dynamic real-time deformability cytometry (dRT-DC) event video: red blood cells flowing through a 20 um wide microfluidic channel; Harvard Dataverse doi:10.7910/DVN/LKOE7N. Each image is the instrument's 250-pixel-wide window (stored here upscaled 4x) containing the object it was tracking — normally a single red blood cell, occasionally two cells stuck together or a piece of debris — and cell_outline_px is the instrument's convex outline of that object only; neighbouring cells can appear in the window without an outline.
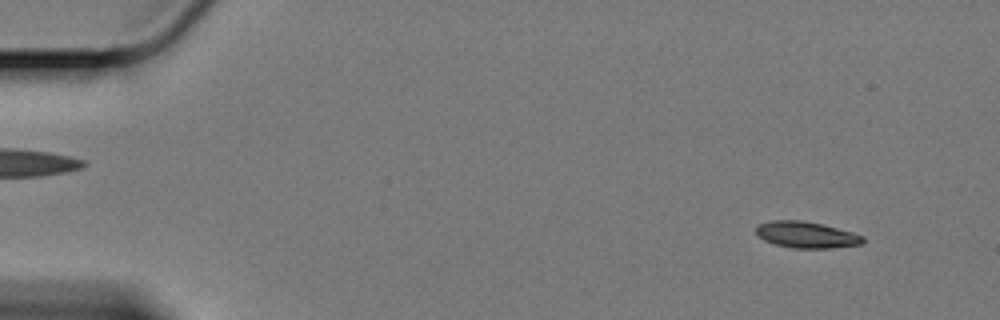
{"species": "Egyptian fruit bat (a non-hibernating species)", "species_latin": "Rousettus aegyptiacus", "temperature_condition": "cold", "stored_images_in_passage": 60, "camera_frame_rate_fps": 3000, "um_per_image_px": 0.085, "animal": {"sex": "female"}, "frame": {"image": 1, "passage_image": 5, "time_ms": 1.333, "image_size_px": [1000, 320], "cell_outline_px": [[864, 240], [860, 244], [832, 248], [792, 248], [776, 244], [764, 240], [756, 232], [756, 228], [760, 224], [768, 220], [804, 220], [824, 224], [852, 232], [864, 236]], "centroid_in_image_um": [68.55, 19.94], "position_along_channel_um": 16.5, "area_um2": 16.42}}
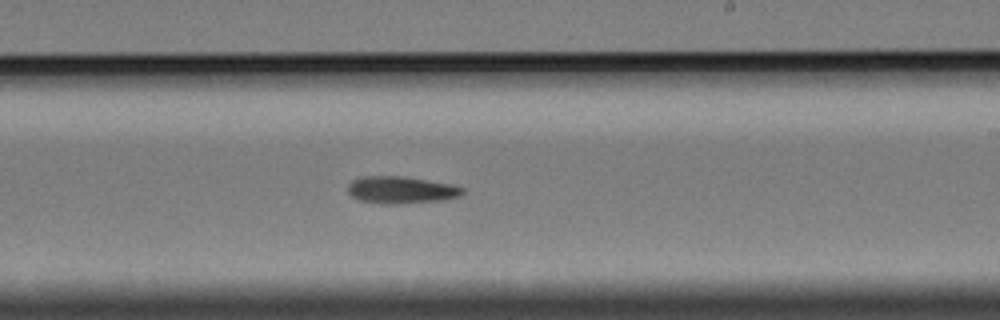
{"frame": {"image": 2, "passage_image": 36, "time_ms": 11.667, "image_size_px": [1000, 320], "cell_outline_px": [[464, 192], [460, 196], [440, 200], [400, 204], [380, 204], [360, 200], [352, 196], [348, 192], [348, 184], [352, 180], [364, 176], [404, 176], [448, 184], [464, 188]], "centroid_in_image_um": [34.05, 16.15], "position_along_channel_um": 254.9, "area_um2": 18.03}}
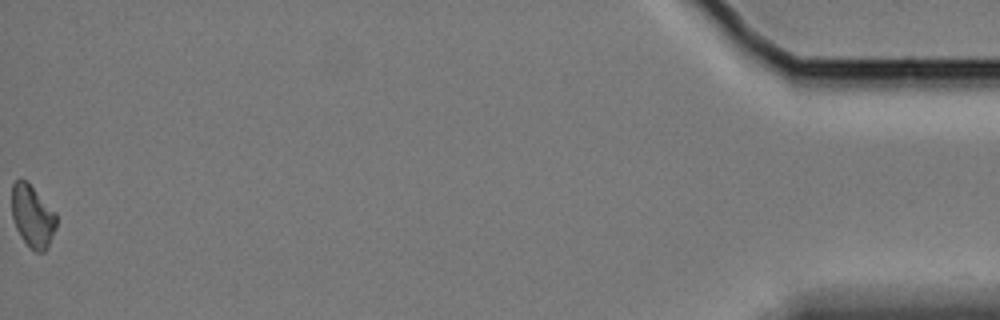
{"frame": {"image": 3, "passage_image": 60, "time_ms": 19.667, "image_size_px": [1000, 320], "cell_outline_px": [[56, 228], [48, 248], [44, 252], [36, 252], [20, 236], [16, 228], [12, 216], [12, 184], [16, 180], [28, 180], [56, 212]], "centroid_in_image_um": [2.78, 18.35], "position_along_channel_um": 432.4, "area_um2": 16.36}, "authors_computed_cell_mechanics": {"area_um2": 17.1666, "velocity_mm_per_s": 3.3626, "shape_relaxation_time_tau1_ms": 7.1659, "shape_relaxation_time_tau2_ms": null, "deformation_change_tau1": 0.1903, "deformation_change_tau2": null}}